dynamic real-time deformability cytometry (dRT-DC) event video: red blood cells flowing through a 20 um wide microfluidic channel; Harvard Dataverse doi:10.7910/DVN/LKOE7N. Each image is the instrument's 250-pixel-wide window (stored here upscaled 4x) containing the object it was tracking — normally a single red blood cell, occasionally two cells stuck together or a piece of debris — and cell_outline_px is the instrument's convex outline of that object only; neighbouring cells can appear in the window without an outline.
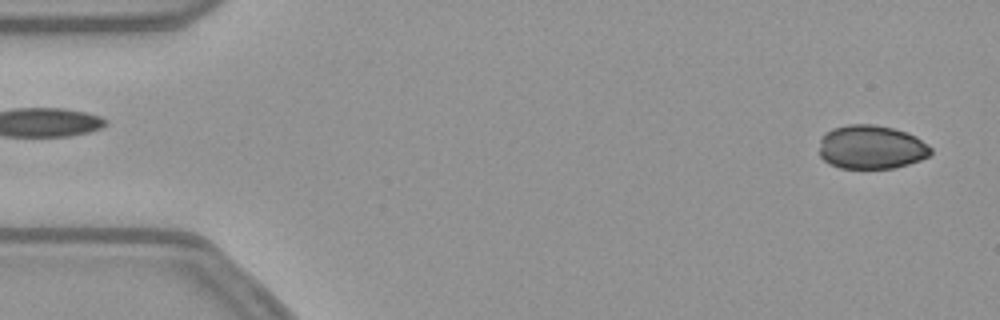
{"species": "common noctule bat (a hibernating species)", "species_latin": "Nyctalus noctula", "temperature_condition": "warm", "stored_images_in_passage": 53, "camera_frame_rate_fps": 3000, "um_per_image_px": 0.085, "animal": {"sex": "female", "body_mass_g": 21.9}, "frame": {"image": 1, "passage_image": 2, "time_ms": 0.333, "image_size_px": [1000, 320], "cell_outline_px": [[932, 152], [928, 156], [920, 160], [908, 164], [892, 168], [840, 168], [828, 164], [820, 156], [820, 136], [824, 132], [832, 128], [848, 124], [872, 124], [892, 128], [916, 136], [928, 144], [932, 148]], "centroid_in_image_um": [74.03, 12.5], "position_along_channel_um": 11.0, "area_um2": 28.67}}
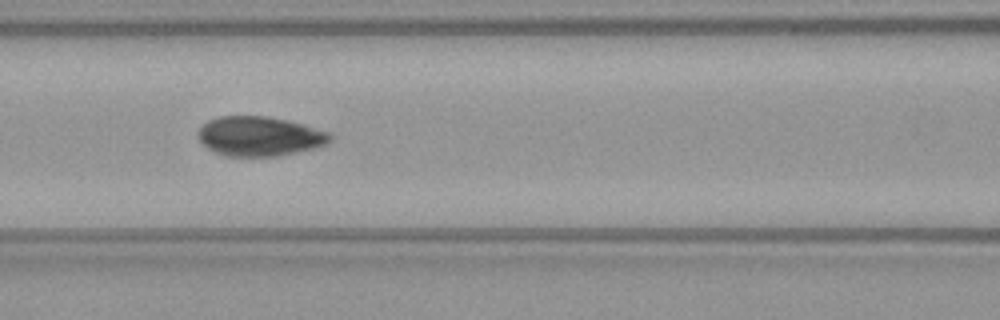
{"frame": {"image": 2, "passage_image": 22, "time_ms": 7.0, "image_size_px": [1000, 320], "cell_outline_px": [[332, 140], [328, 144], [316, 148], [276, 156], [224, 156], [212, 152], [196, 136], [196, 132], [208, 120], [220, 116], [268, 116], [288, 120], [304, 124], [332, 132]], "centroid_in_image_um": [22.09, 11.58], "position_along_channel_um": 144.5, "area_um2": 30.87}}
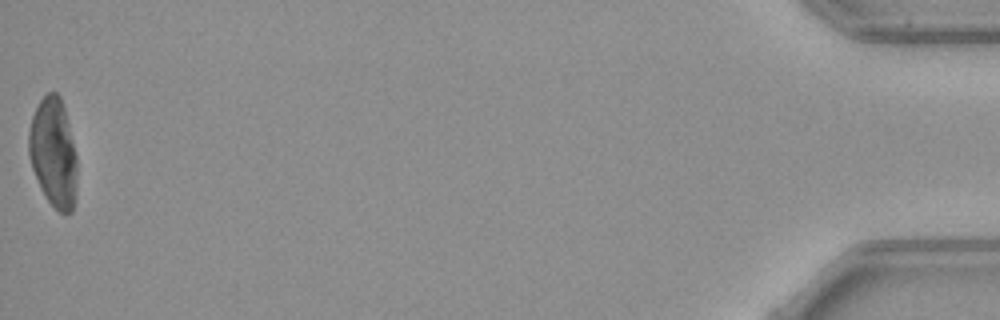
{"frame": {"image": 3, "passage_image": 53, "time_ms": 17.333, "image_size_px": [1000, 320], "cell_outline_px": [[76, 196], [72, 212], [60, 212], [48, 200], [40, 188], [32, 168], [28, 152], [28, 132], [32, 116], [40, 100], [48, 92], [56, 92], [60, 96], [64, 108], [76, 156]], "centroid_in_image_um": [4.52, 12.98], "position_along_channel_um": 430.7, "area_um2": 30.46}}